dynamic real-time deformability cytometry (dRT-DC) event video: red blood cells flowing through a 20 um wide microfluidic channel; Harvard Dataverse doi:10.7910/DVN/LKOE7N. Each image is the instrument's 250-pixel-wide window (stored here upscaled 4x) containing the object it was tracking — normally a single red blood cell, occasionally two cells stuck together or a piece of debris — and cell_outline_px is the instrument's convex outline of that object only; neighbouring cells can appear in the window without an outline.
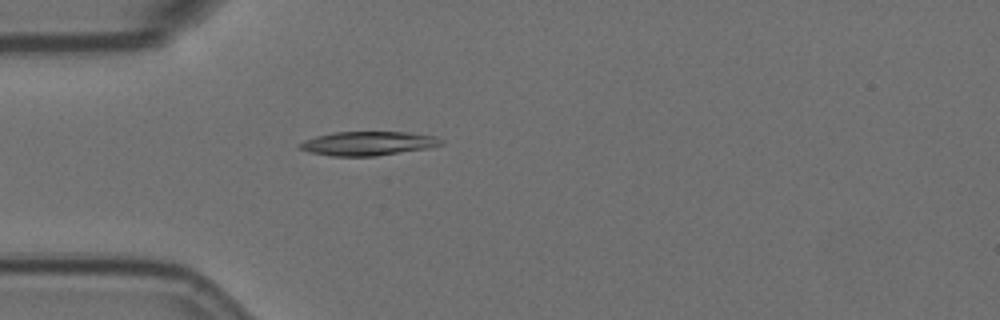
{"species": "Egyptian fruit bat (a non-hibernating species)", "species_latin": "Rousettus aegyptiacus", "temperature_condition": "room temperature", "stored_images_in_passage": 51, "camera_frame_rate_fps": 3000, "um_per_image_px": 0.085, "animal": {"sex": "female"}, "frame": {"image": 1, "passage_image": 10, "time_ms": 3.0, "image_size_px": [1000, 320], "cell_outline_px": [[444, 144], [428, 148], [376, 156], [332, 156], [308, 152], [300, 148], [296, 144], [304, 140], [316, 136], [332, 132], [408, 132], [436, 136], [444, 140]], "centroid_in_image_um": [31.28, 12.19], "position_along_channel_um": 53.7, "area_um2": 19.94}}
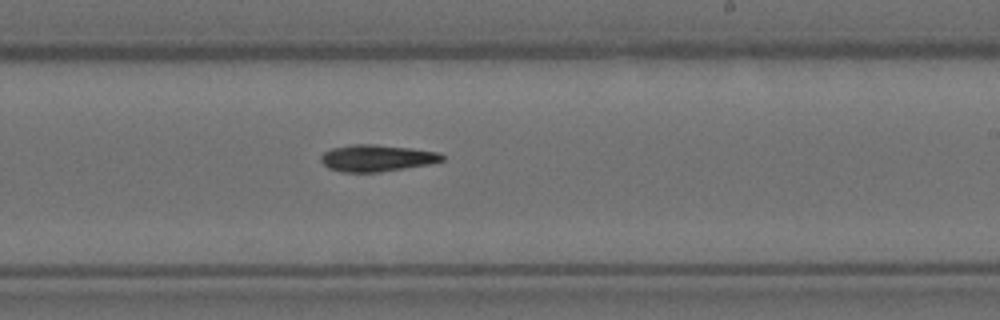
{"frame": {"image": 2, "passage_image": 28, "time_ms": 9.0, "image_size_px": [1000, 320], "cell_outline_px": [[444, 160], [428, 164], [380, 172], [344, 172], [328, 168], [320, 160], [320, 156], [324, 152], [332, 148], [352, 144], [376, 144], [440, 152], [444, 156]], "centroid_in_image_um": [32.01, 13.43], "position_along_channel_um": 257.0, "area_um2": 18.79}}
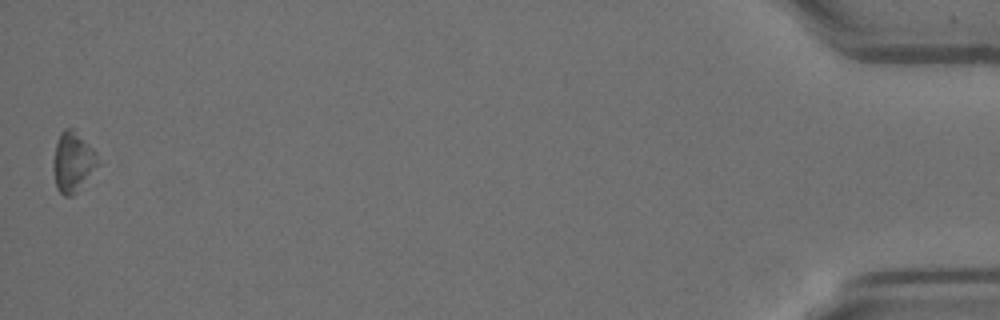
{"frame": {"image": 3, "passage_image": 51, "time_ms": 16.667, "image_size_px": [1000, 320], "cell_outline_px": [[100, 164], [76, 192], [72, 196], [64, 196], [56, 188], [52, 168], [52, 160], [56, 144], [60, 132], [64, 128], [72, 128], [96, 152]], "centroid_in_image_um": [6.17, 13.78], "position_along_channel_um": 429.0, "area_um2": 15.66}, "authors_computed_cell_mechanics": {"area_um2": 18.6694, "velocity_mm_per_s": 3.485, "shape_relaxation_time_tau1_ms": 10.6821, "shape_relaxation_time_tau2_ms": null, "deformation_change_tau1": 0.1577, "deformation_change_tau2": null}}